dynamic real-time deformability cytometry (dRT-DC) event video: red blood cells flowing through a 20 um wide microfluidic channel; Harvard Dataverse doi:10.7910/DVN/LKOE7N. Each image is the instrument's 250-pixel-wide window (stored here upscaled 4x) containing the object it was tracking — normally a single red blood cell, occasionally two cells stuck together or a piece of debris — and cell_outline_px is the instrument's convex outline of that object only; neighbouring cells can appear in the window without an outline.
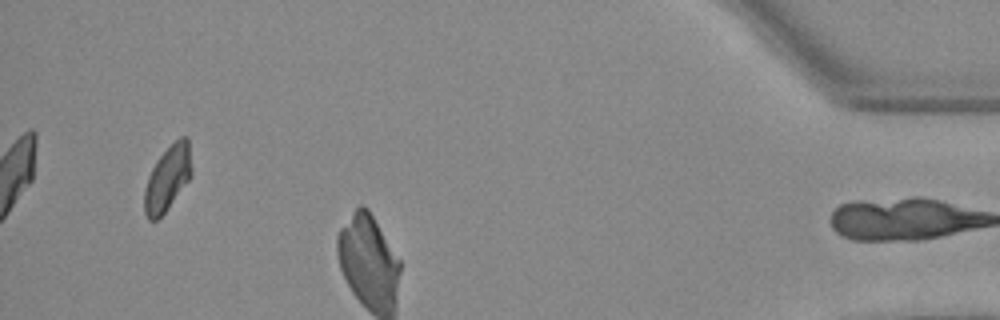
{"species": "Egyptian fruit bat (a non-hibernating species)", "species_latin": "Rousettus aegyptiacus", "temperature_condition": "warm", "stored_images_in_passage": 38, "camera_frame_rate_fps": 3000, "um_per_image_px": 0.085, "animal": {"sex": "female"}, "frame": {"image": 1, "passage_image": 37, "time_ms": 12.0, "image_size_px": [1000, 320], "cell_outline_px": [[192, 172], [188, 180], [164, 212], [156, 220], [148, 220], [144, 212], [144, 188], [148, 176], [156, 160], [180, 136], [188, 136], [192, 168]], "centroid_in_image_um": [14.23, 15.14], "position_along_channel_um": 421.0, "area_um2": 17.63}}